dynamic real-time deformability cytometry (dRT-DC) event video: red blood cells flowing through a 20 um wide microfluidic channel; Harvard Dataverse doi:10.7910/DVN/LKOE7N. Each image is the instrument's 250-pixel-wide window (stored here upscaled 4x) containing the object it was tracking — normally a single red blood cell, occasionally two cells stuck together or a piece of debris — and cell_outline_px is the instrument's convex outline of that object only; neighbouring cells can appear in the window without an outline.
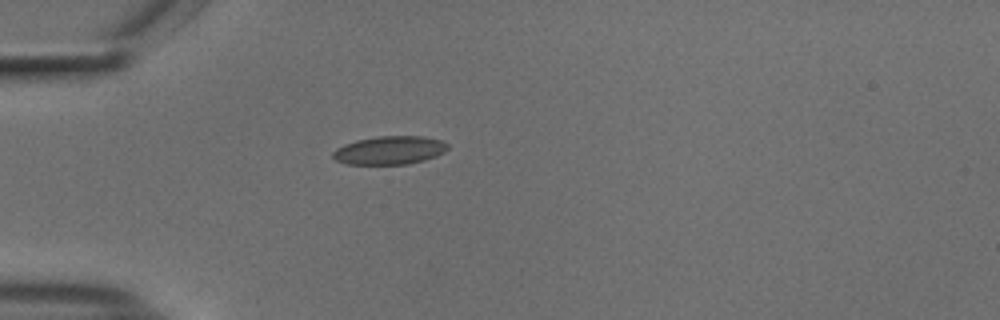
{"species": "common noctule bat (a hibernating species)", "species_latin": "Nyctalus noctula", "temperature_condition": "cold", "stored_images_in_passage": 35, "camera_frame_rate_fps": 3000, "um_per_image_px": 0.085, "animal": {"sex": "male", "body_mass_g": 18.8}, "frame": {"image": 1, "passage_image": 1, "time_ms": 0.0, "image_size_px": [1000, 320], "cell_outline_px": [[448, 148], [444, 152], [436, 156], [424, 160], [408, 164], [344, 164], [336, 160], [332, 156], [332, 152], [336, 148], [344, 144], [356, 140], [376, 136], [424, 136], [440, 140], [448, 144]], "centroid_in_image_um": [33.1, 12.77], "position_along_channel_um": 51.9, "area_um2": 19.07}}
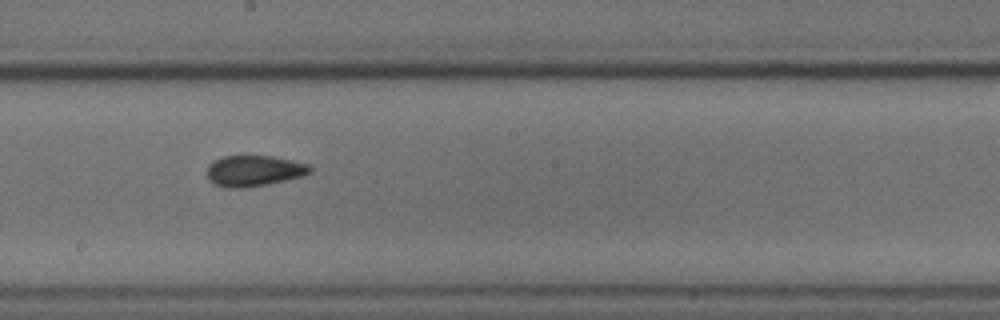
{"frame": {"image": 2, "passage_image": 16, "time_ms": 5.0, "image_size_px": [1000, 320], "cell_outline_px": [[312, 172], [300, 176], [284, 180], [248, 188], [224, 188], [212, 184], [208, 180], [208, 164], [212, 160], [224, 156], [272, 156], [292, 160], [308, 164], [312, 168]], "centroid_in_image_um": [21.54, 14.52], "position_along_channel_um": 226.7, "area_um2": 18.67}}
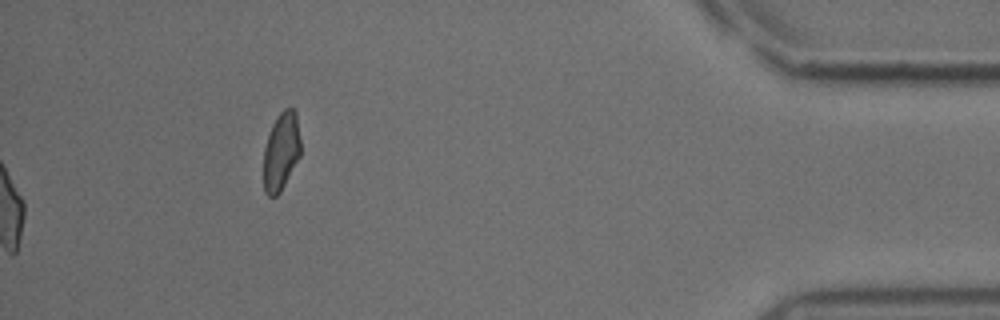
{"frame": {"image": 3, "passage_image": 35, "time_ms": 11.333, "image_size_px": [1000, 320], "cell_outline_px": [[300, 156], [280, 192], [276, 196], [268, 196], [264, 192], [264, 148], [272, 124], [276, 116], [284, 108], [292, 108], [296, 112], [300, 140]], "centroid_in_image_um": [23.89, 12.86], "position_along_channel_um": 411.3, "area_um2": 16.82}, "authors_computed_cell_mechanics": {"area_um2": 18.207, "velocity_mm_per_s": 3.7304, "shape_relaxation_time_tau1_ms": 4.5, "shape_relaxation_time_tau2_ms": 1.3872, "deformation_change_tau1": 0.1282, "deformation_change_tau2": 0.0709}}